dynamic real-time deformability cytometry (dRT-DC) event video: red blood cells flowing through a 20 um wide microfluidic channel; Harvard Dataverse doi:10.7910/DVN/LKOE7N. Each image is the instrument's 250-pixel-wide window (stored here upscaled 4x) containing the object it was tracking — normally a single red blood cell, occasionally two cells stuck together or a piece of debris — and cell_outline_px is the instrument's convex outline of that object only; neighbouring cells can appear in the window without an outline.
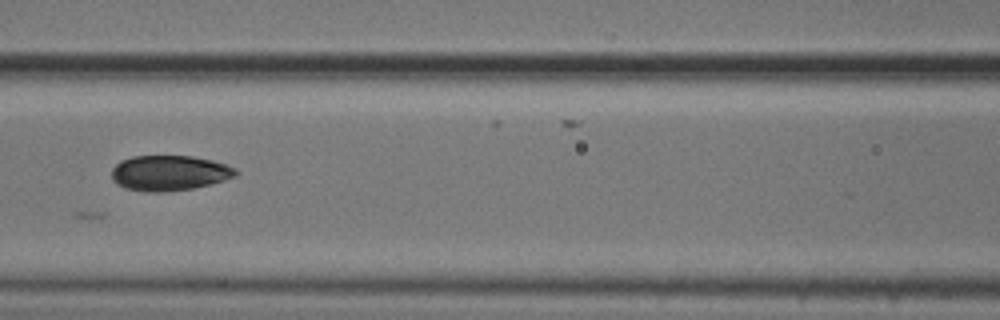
{"species": "common noctule bat (a hibernating species)", "species_latin": "Nyctalus noctula", "temperature_condition": "cold", "stored_images_in_passage": 31, "camera_frame_rate_fps": 3000, "um_per_image_px": 0.085, "animal": {"sex": "male", "body_mass_g": 20.5, "forearm_length_mm": 52.5}, "frame": {"image": 1, "passage_image": 22, "time_ms": 7.0, "image_size_px": [1000, 320], "cell_outline_px": [[240, 172], [236, 176], [224, 180], [192, 188], [164, 192], [144, 192], [124, 188], [116, 184], [112, 180], [112, 168], [120, 160], [132, 156], [192, 156], [212, 160], [236, 168]], "centroid_in_image_um": [14.36, 14.7], "position_along_channel_um": 152.2, "area_um2": 25.66}}